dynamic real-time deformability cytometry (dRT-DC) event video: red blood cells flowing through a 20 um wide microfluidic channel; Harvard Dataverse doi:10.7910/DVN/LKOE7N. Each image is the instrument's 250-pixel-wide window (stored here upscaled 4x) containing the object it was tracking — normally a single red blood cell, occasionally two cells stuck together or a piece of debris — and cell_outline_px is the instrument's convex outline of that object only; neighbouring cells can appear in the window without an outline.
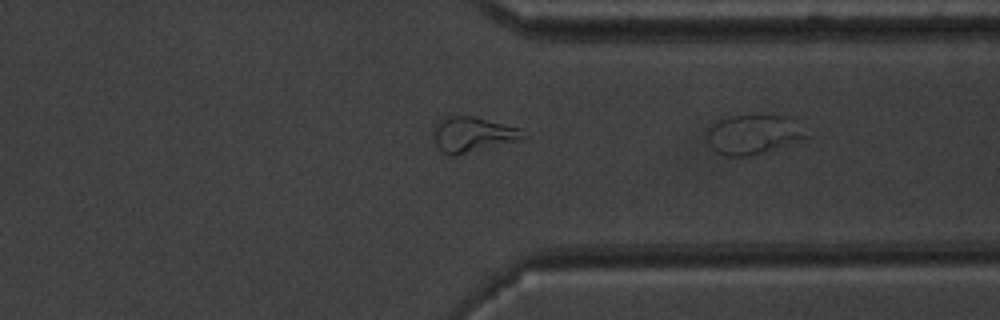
{"species": "common noctule bat (a hibernating species)", "species_latin": "Nyctalus noctula", "temperature_condition": "warm", "stored_images_in_passage": 26, "segment_of_instrument_passage": [2, 2], "camera_frame_rate_fps": 3000, "um_per_image_px": 0.085, "animal": {"sex": "male", "body_mass_g": 20.1, "forearm_length_mm": 53.5}, "frame": {"image": 1, "passage_image": 26, "time_ms": 8.333, "image_size_px": [1000, 320], "cell_outline_px": [[808, 136], [792, 144], [744, 156], [728, 156], [716, 152], [712, 148], [708, 140], [708, 128], [712, 124], [728, 116], [784, 116], [796, 120]], "centroid_in_image_um": [64.03, 11.42], "position_along_channel_um": 347.4, "area_um2": 22.31}}